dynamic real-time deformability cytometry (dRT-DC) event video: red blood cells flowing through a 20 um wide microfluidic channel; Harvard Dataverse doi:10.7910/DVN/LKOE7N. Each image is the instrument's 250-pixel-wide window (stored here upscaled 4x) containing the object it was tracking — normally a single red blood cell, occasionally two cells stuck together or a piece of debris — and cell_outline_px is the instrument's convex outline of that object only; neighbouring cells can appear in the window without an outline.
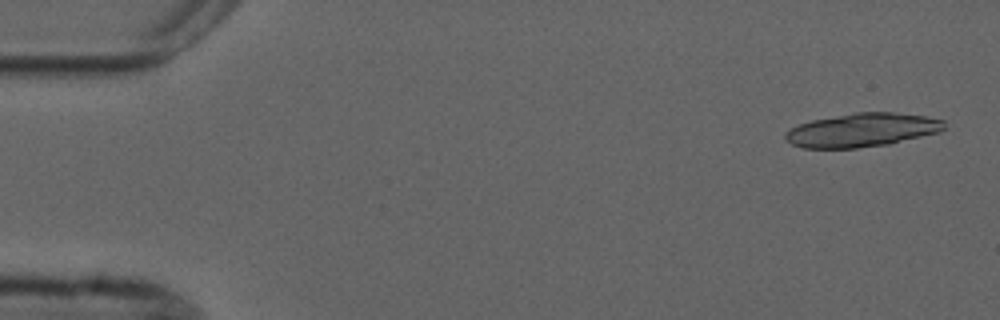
{"species": "common noctule bat (a hibernating species)", "species_latin": "Nyctalus noctula", "temperature_condition": "cold", "stored_images_in_passage": 3, "camera_frame_rate_fps": 3000, "um_per_image_px": 0.085, "animal": {"sex": "male", "forearm_length_mm": 52.5}, "frame": {"image": 1, "passage_image": 1, "time_ms": 0.0, "image_size_px": [1000, 320], "cell_outline_px": [[944, 128], [940, 132], [888, 144], [856, 148], [804, 148], [792, 144], [784, 140], [784, 132], [800, 124], [812, 120], [856, 112], [892, 112], [924, 116], [944, 120]], "centroid_in_image_um": [73.25, 11.06], "position_along_channel_um": 11.7, "area_um2": 31.04}}